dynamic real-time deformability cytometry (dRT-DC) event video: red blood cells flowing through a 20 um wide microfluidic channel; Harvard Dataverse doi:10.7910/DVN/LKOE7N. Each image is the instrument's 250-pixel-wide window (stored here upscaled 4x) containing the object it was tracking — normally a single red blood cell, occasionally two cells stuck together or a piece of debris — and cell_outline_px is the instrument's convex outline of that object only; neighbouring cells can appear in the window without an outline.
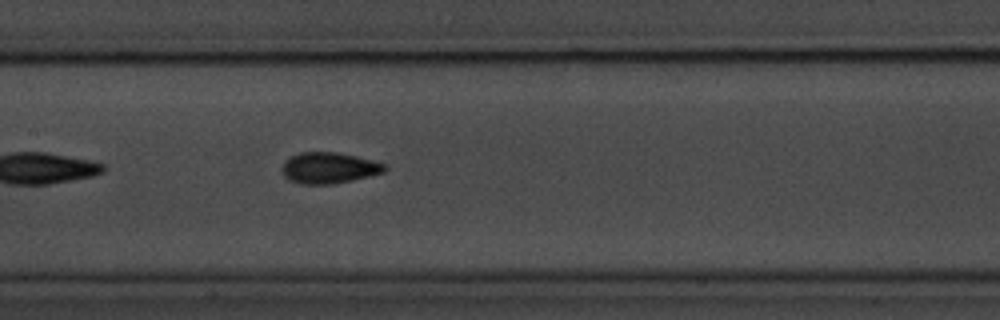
{"species": "common noctule bat (a hibernating species)", "species_latin": "Nyctalus noctula", "temperature_condition": "room temperature", "stored_images_in_passage": 21, "camera_frame_rate_fps": 3000, "um_per_image_px": 0.085, "animal": {"sex": "male", "body_mass_g": 20.1, "forearm_length_mm": 53.5}, "frame": {"image": 1, "passage_image": 12, "time_ms": 3.667, "image_size_px": [1000, 320], "cell_outline_px": [[388, 168], [384, 172], [352, 180], [328, 184], [304, 184], [292, 180], [284, 176], [280, 168], [284, 160], [300, 152], [336, 152], [356, 156], [388, 164]], "centroid_in_image_um": [27.97, 14.26], "position_along_channel_um": 179.4, "area_um2": 18.55}}